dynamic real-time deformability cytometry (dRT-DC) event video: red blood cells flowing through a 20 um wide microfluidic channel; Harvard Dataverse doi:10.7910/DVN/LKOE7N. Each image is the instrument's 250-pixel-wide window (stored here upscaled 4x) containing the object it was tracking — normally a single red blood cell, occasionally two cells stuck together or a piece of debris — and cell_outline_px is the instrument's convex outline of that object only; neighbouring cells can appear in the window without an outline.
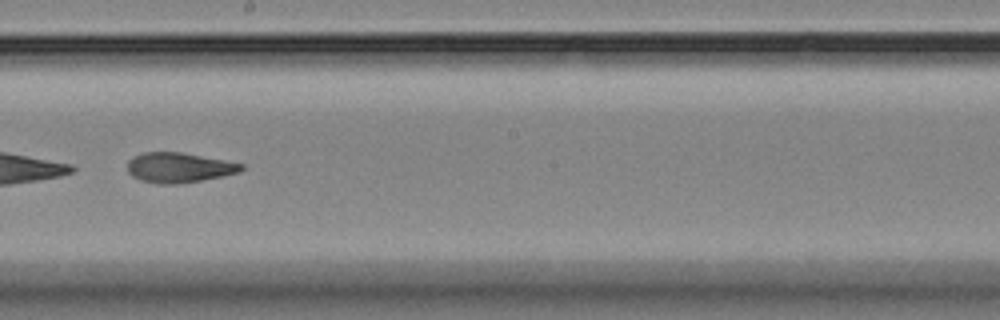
{"species": "Egyptian fruit bat (a non-hibernating species)", "species_latin": "Rousettus aegyptiacus", "temperature_condition": "room temperature", "stored_images_in_passage": 12, "camera_frame_rate_fps": 3000, "um_per_image_px": 0.085, "animal": {"sex": "female"}, "frame": {"image": 1, "passage_image": 10, "time_ms": 10.333, "image_size_px": [1000, 320], "cell_outline_px": [[244, 168], [240, 172], [200, 180], [176, 184], [156, 184], [140, 180], [132, 176], [128, 172], [128, 160], [132, 156], [144, 152], [180, 152], [224, 160], [244, 164]], "centroid_in_image_um": [15.17, 14.24], "position_along_channel_um": 233.0, "area_um2": 19.83}}